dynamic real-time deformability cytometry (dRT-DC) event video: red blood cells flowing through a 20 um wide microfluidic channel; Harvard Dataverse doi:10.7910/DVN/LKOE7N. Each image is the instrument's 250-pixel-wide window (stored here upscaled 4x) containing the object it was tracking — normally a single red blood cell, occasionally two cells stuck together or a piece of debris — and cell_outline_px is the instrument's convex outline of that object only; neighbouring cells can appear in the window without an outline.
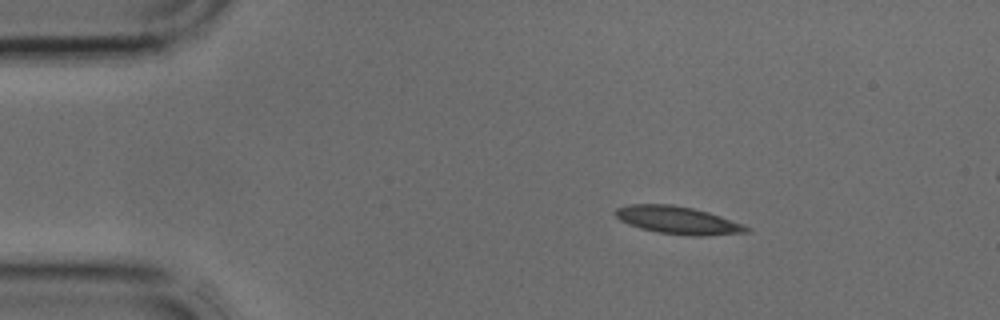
{"species": "common noctule bat (a hibernating species)", "species_latin": "Nyctalus noctula", "temperature_condition": "cold", "stored_images_in_passage": 2, "segment_of_instrument_passage": [2, 2], "camera_frame_rate_fps": 3000, "um_per_image_px": 0.085, "animal": {"sex": "male", "body_mass_g": 17.9, "forearm_length_mm": 54.2}, "frame": {"image": 1, "passage_image": 2, "time_ms": 0.333, "image_size_px": [1000, 320], "cell_outline_px": [[752, 232], [708, 236], [692, 236], [656, 232], [640, 228], [628, 224], [620, 220], [616, 216], [616, 208], [632, 204], [672, 204], [692, 208], [708, 212], [744, 224], [752, 228]], "centroid_in_image_um": [57.68, 18.73], "position_along_channel_um": 27.3, "area_um2": 21.27}}